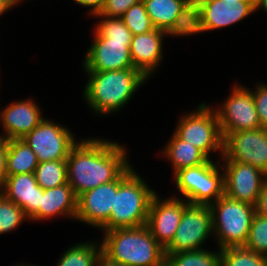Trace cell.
<instances>
[{
	"instance_id": "cell-1",
	"label": "cell",
	"mask_w": 267,
	"mask_h": 266,
	"mask_svg": "<svg viewBox=\"0 0 267 266\" xmlns=\"http://www.w3.org/2000/svg\"><path fill=\"white\" fill-rule=\"evenodd\" d=\"M119 143L89 138L78 142L67 161V182L78 197L87 190L117 180L131 165Z\"/></svg>"
},
{
	"instance_id": "cell-2",
	"label": "cell",
	"mask_w": 267,
	"mask_h": 266,
	"mask_svg": "<svg viewBox=\"0 0 267 266\" xmlns=\"http://www.w3.org/2000/svg\"><path fill=\"white\" fill-rule=\"evenodd\" d=\"M89 80L84 98L97 114L119 111L133 97L147 78L135 68L115 71H86Z\"/></svg>"
},
{
	"instance_id": "cell-3",
	"label": "cell",
	"mask_w": 267,
	"mask_h": 266,
	"mask_svg": "<svg viewBox=\"0 0 267 266\" xmlns=\"http://www.w3.org/2000/svg\"><path fill=\"white\" fill-rule=\"evenodd\" d=\"M102 253L125 266H165V249L147 225L104 231Z\"/></svg>"
},
{
	"instance_id": "cell-4",
	"label": "cell",
	"mask_w": 267,
	"mask_h": 266,
	"mask_svg": "<svg viewBox=\"0 0 267 266\" xmlns=\"http://www.w3.org/2000/svg\"><path fill=\"white\" fill-rule=\"evenodd\" d=\"M146 184L131 166L118 178L114 207L101 230L134 228L147 224L150 203L156 192Z\"/></svg>"
},
{
	"instance_id": "cell-5",
	"label": "cell",
	"mask_w": 267,
	"mask_h": 266,
	"mask_svg": "<svg viewBox=\"0 0 267 266\" xmlns=\"http://www.w3.org/2000/svg\"><path fill=\"white\" fill-rule=\"evenodd\" d=\"M212 229L218 239V248L244 246L247 241L255 206L236 201L225 194L209 205Z\"/></svg>"
},
{
	"instance_id": "cell-6",
	"label": "cell",
	"mask_w": 267,
	"mask_h": 266,
	"mask_svg": "<svg viewBox=\"0 0 267 266\" xmlns=\"http://www.w3.org/2000/svg\"><path fill=\"white\" fill-rule=\"evenodd\" d=\"M219 165L209 159L204 164L173 174L176 188L188 203L209 206L224 195V174L219 173Z\"/></svg>"
},
{
	"instance_id": "cell-7",
	"label": "cell",
	"mask_w": 267,
	"mask_h": 266,
	"mask_svg": "<svg viewBox=\"0 0 267 266\" xmlns=\"http://www.w3.org/2000/svg\"><path fill=\"white\" fill-rule=\"evenodd\" d=\"M197 111L183 115L174 133L183 141L200 149L208 158L219 150L223 155V137L213 108L201 103Z\"/></svg>"
},
{
	"instance_id": "cell-8",
	"label": "cell",
	"mask_w": 267,
	"mask_h": 266,
	"mask_svg": "<svg viewBox=\"0 0 267 266\" xmlns=\"http://www.w3.org/2000/svg\"><path fill=\"white\" fill-rule=\"evenodd\" d=\"M255 12V1L195 0L192 34L224 28Z\"/></svg>"
},
{
	"instance_id": "cell-9",
	"label": "cell",
	"mask_w": 267,
	"mask_h": 266,
	"mask_svg": "<svg viewBox=\"0 0 267 266\" xmlns=\"http://www.w3.org/2000/svg\"><path fill=\"white\" fill-rule=\"evenodd\" d=\"M23 140L36 154L38 162L66 160L78 143L66 127L43 119Z\"/></svg>"
},
{
	"instance_id": "cell-10",
	"label": "cell",
	"mask_w": 267,
	"mask_h": 266,
	"mask_svg": "<svg viewBox=\"0 0 267 266\" xmlns=\"http://www.w3.org/2000/svg\"><path fill=\"white\" fill-rule=\"evenodd\" d=\"M221 160L247 163L267 175V129L223 133Z\"/></svg>"
},
{
	"instance_id": "cell-11",
	"label": "cell",
	"mask_w": 267,
	"mask_h": 266,
	"mask_svg": "<svg viewBox=\"0 0 267 266\" xmlns=\"http://www.w3.org/2000/svg\"><path fill=\"white\" fill-rule=\"evenodd\" d=\"M213 233L212 214L208 205L189 203L181 216L180 224L165 253L202 249L209 234Z\"/></svg>"
},
{
	"instance_id": "cell-12",
	"label": "cell",
	"mask_w": 267,
	"mask_h": 266,
	"mask_svg": "<svg viewBox=\"0 0 267 266\" xmlns=\"http://www.w3.org/2000/svg\"><path fill=\"white\" fill-rule=\"evenodd\" d=\"M219 109H214L220 124L221 134L260 128L252 90L234 86L231 95Z\"/></svg>"
},
{
	"instance_id": "cell-13",
	"label": "cell",
	"mask_w": 267,
	"mask_h": 266,
	"mask_svg": "<svg viewBox=\"0 0 267 266\" xmlns=\"http://www.w3.org/2000/svg\"><path fill=\"white\" fill-rule=\"evenodd\" d=\"M155 29L169 35H192L194 0H142Z\"/></svg>"
},
{
	"instance_id": "cell-14",
	"label": "cell",
	"mask_w": 267,
	"mask_h": 266,
	"mask_svg": "<svg viewBox=\"0 0 267 266\" xmlns=\"http://www.w3.org/2000/svg\"><path fill=\"white\" fill-rule=\"evenodd\" d=\"M224 164L220 166L225 171L224 194L255 206L267 175L247 163L225 161Z\"/></svg>"
},
{
	"instance_id": "cell-15",
	"label": "cell",
	"mask_w": 267,
	"mask_h": 266,
	"mask_svg": "<svg viewBox=\"0 0 267 266\" xmlns=\"http://www.w3.org/2000/svg\"><path fill=\"white\" fill-rule=\"evenodd\" d=\"M84 56L85 71H115L134 68L130 55L131 40L102 38L96 32Z\"/></svg>"
},
{
	"instance_id": "cell-16",
	"label": "cell",
	"mask_w": 267,
	"mask_h": 266,
	"mask_svg": "<svg viewBox=\"0 0 267 266\" xmlns=\"http://www.w3.org/2000/svg\"><path fill=\"white\" fill-rule=\"evenodd\" d=\"M189 203L171 197L163 201L155 194L149 207L147 226L156 241L165 249L173 240L181 216Z\"/></svg>"
},
{
	"instance_id": "cell-17",
	"label": "cell",
	"mask_w": 267,
	"mask_h": 266,
	"mask_svg": "<svg viewBox=\"0 0 267 266\" xmlns=\"http://www.w3.org/2000/svg\"><path fill=\"white\" fill-rule=\"evenodd\" d=\"M117 190L118 179L79 195L76 220L100 229L110 218Z\"/></svg>"
},
{
	"instance_id": "cell-18",
	"label": "cell",
	"mask_w": 267,
	"mask_h": 266,
	"mask_svg": "<svg viewBox=\"0 0 267 266\" xmlns=\"http://www.w3.org/2000/svg\"><path fill=\"white\" fill-rule=\"evenodd\" d=\"M0 113V120L5 133L4 136L2 134L0 137L6 140L22 139L44 119L41 116L39 106L32 99L15 101Z\"/></svg>"
},
{
	"instance_id": "cell-19",
	"label": "cell",
	"mask_w": 267,
	"mask_h": 266,
	"mask_svg": "<svg viewBox=\"0 0 267 266\" xmlns=\"http://www.w3.org/2000/svg\"><path fill=\"white\" fill-rule=\"evenodd\" d=\"M166 31L154 29L152 31L132 36L130 55L133 66L146 78L157 69L163 58L162 43Z\"/></svg>"
},
{
	"instance_id": "cell-20",
	"label": "cell",
	"mask_w": 267,
	"mask_h": 266,
	"mask_svg": "<svg viewBox=\"0 0 267 266\" xmlns=\"http://www.w3.org/2000/svg\"><path fill=\"white\" fill-rule=\"evenodd\" d=\"M0 193L21 207L30 219L40 207L43 189L38 185L34 173H21L7 176Z\"/></svg>"
},
{
	"instance_id": "cell-21",
	"label": "cell",
	"mask_w": 267,
	"mask_h": 266,
	"mask_svg": "<svg viewBox=\"0 0 267 266\" xmlns=\"http://www.w3.org/2000/svg\"><path fill=\"white\" fill-rule=\"evenodd\" d=\"M77 198L74 190L68 183L55 188L43 189L40 207L29 220L41 221L43 219H52L55 215H64L76 219Z\"/></svg>"
},
{
	"instance_id": "cell-22",
	"label": "cell",
	"mask_w": 267,
	"mask_h": 266,
	"mask_svg": "<svg viewBox=\"0 0 267 266\" xmlns=\"http://www.w3.org/2000/svg\"><path fill=\"white\" fill-rule=\"evenodd\" d=\"M170 139L162 153L172 163L174 174L178 170L204 164L210 159L200 149L183 141L175 133Z\"/></svg>"
},
{
	"instance_id": "cell-23",
	"label": "cell",
	"mask_w": 267,
	"mask_h": 266,
	"mask_svg": "<svg viewBox=\"0 0 267 266\" xmlns=\"http://www.w3.org/2000/svg\"><path fill=\"white\" fill-rule=\"evenodd\" d=\"M38 164L36 154L23 140H8L6 156L7 176L21 173H34Z\"/></svg>"
},
{
	"instance_id": "cell-24",
	"label": "cell",
	"mask_w": 267,
	"mask_h": 266,
	"mask_svg": "<svg viewBox=\"0 0 267 266\" xmlns=\"http://www.w3.org/2000/svg\"><path fill=\"white\" fill-rule=\"evenodd\" d=\"M165 266H220V250L206 249L165 253Z\"/></svg>"
},
{
	"instance_id": "cell-25",
	"label": "cell",
	"mask_w": 267,
	"mask_h": 266,
	"mask_svg": "<svg viewBox=\"0 0 267 266\" xmlns=\"http://www.w3.org/2000/svg\"><path fill=\"white\" fill-rule=\"evenodd\" d=\"M100 246V247H99ZM102 245L97 243H78L66 250L56 266H95Z\"/></svg>"
},
{
	"instance_id": "cell-26",
	"label": "cell",
	"mask_w": 267,
	"mask_h": 266,
	"mask_svg": "<svg viewBox=\"0 0 267 266\" xmlns=\"http://www.w3.org/2000/svg\"><path fill=\"white\" fill-rule=\"evenodd\" d=\"M36 181L42 189H50L66 184L67 161H45L40 162L34 172Z\"/></svg>"
},
{
	"instance_id": "cell-27",
	"label": "cell",
	"mask_w": 267,
	"mask_h": 266,
	"mask_svg": "<svg viewBox=\"0 0 267 266\" xmlns=\"http://www.w3.org/2000/svg\"><path fill=\"white\" fill-rule=\"evenodd\" d=\"M220 266H266L264 255L244 246L220 249Z\"/></svg>"
},
{
	"instance_id": "cell-28",
	"label": "cell",
	"mask_w": 267,
	"mask_h": 266,
	"mask_svg": "<svg viewBox=\"0 0 267 266\" xmlns=\"http://www.w3.org/2000/svg\"><path fill=\"white\" fill-rule=\"evenodd\" d=\"M25 219L29 220L22 208L0 193V234L16 230Z\"/></svg>"
},
{
	"instance_id": "cell-29",
	"label": "cell",
	"mask_w": 267,
	"mask_h": 266,
	"mask_svg": "<svg viewBox=\"0 0 267 266\" xmlns=\"http://www.w3.org/2000/svg\"><path fill=\"white\" fill-rule=\"evenodd\" d=\"M121 18L133 36L155 29L143 2L132 5Z\"/></svg>"
},
{
	"instance_id": "cell-30",
	"label": "cell",
	"mask_w": 267,
	"mask_h": 266,
	"mask_svg": "<svg viewBox=\"0 0 267 266\" xmlns=\"http://www.w3.org/2000/svg\"><path fill=\"white\" fill-rule=\"evenodd\" d=\"M244 247L260 255L267 254V218L254 214Z\"/></svg>"
},
{
	"instance_id": "cell-31",
	"label": "cell",
	"mask_w": 267,
	"mask_h": 266,
	"mask_svg": "<svg viewBox=\"0 0 267 266\" xmlns=\"http://www.w3.org/2000/svg\"><path fill=\"white\" fill-rule=\"evenodd\" d=\"M95 16L104 19L95 26V32L100 37L118 40H132L133 35L129 28L124 24L122 18L105 17L101 14Z\"/></svg>"
},
{
	"instance_id": "cell-32",
	"label": "cell",
	"mask_w": 267,
	"mask_h": 266,
	"mask_svg": "<svg viewBox=\"0 0 267 266\" xmlns=\"http://www.w3.org/2000/svg\"><path fill=\"white\" fill-rule=\"evenodd\" d=\"M140 2L142 0H104L99 14L105 17L121 18L132 5Z\"/></svg>"
},
{
	"instance_id": "cell-33",
	"label": "cell",
	"mask_w": 267,
	"mask_h": 266,
	"mask_svg": "<svg viewBox=\"0 0 267 266\" xmlns=\"http://www.w3.org/2000/svg\"><path fill=\"white\" fill-rule=\"evenodd\" d=\"M252 92L256 111L258 113L260 125L267 129V85L259 84Z\"/></svg>"
},
{
	"instance_id": "cell-34",
	"label": "cell",
	"mask_w": 267,
	"mask_h": 266,
	"mask_svg": "<svg viewBox=\"0 0 267 266\" xmlns=\"http://www.w3.org/2000/svg\"><path fill=\"white\" fill-rule=\"evenodd\" d=\"M8 149V140L0 137V191L3 188L5 183V179L7 177L6 174V156Z\"/></svg>"
},
{
	"instance_id": "cell-35",
	"label": "cell",
	"mask_w": 267,
	"mask_h": 266,
	"mask_svg": "<svg viewBox=\"0 0 267 266\" xmlns=\"http://www.w3.org/2000/svg\"><path fill=\"white\" fill-rule=\"evenodd\" d=\"M255 212L256 214L267 218V180L265 181L259 194L258 200L255 205Z\"/></svg>"
},
{
	"instance_id": "cell-36",
	"label": "cell",
	"mask_w": 267,
	"mask_h": 266,
	"mask_svg": "<svg viewBox=\"0 0 267 266\" xmlns=\"http://www.w3.org/2000/svg\"><path fill=\"white\" fill-rule=\"evenodd\" d=\"M74 1L80 4L81 6L91 7L90 14H92L93 16L100 13L104 4V0H74Z\"/></svg>"
},
{
	"instance_id": "cell-37",
	"label": "cell",
	"mask_w": 267,
	"mask_h": 266,
	"mask_svg": "<svg viewBox=\"0 0 267 266\" xmlns=\"http://www.w3.org/2000/svg\"><path fill=\"white\" fill-rule=\"evenodd\" d=\"M95 266H125L122 263L114 262L101 253L96 261Z\"/></svg>"
},
{
	"instance_id": "cell-38",
	"label": "cell",
	"mask_w": 267,
	"mask_h": 266,
	"mask_svg": "<svg viewBox=\"0 0 267 266\" xmlns=\"http://www.w3.org/2000/svg\"><path fill=\"white\" fill-rule=\"evenodd\" d=\"M20 2L21 0H0V16Z\"/></svg>"
},
{
	"instance_id": "cell-39",
	"label": "cell",
	"mask_w": 267,
	"mask_h": 266,
	"mask_svg": "<svg viewBox=\"0 0 267 266\" xmlns=\"http://www.w3.org/2000/svg\"><path fill=\"white\" fill-rule=\"evenodd\" d=\"M260 8L267 12V0H255V12Z\"/></svg>"
},
{
	"instance_id": "cell-40",
	"label": "cell",
	"mask_w": 267,
	"mask_h": 266,
	"mask_svg": "<svg viewBox=\"0 0 267 266\" xmlns=\"http://www.w3.org/2000/svg\"><path fill=\"white\" fill-rule=\"evenodd\" d=\"M225 4H226V2H235V1H237V2H239V1H255V0H222Z\"/></svg>"
},
{
	"instance_id": "cell-41",
	"label": "cell",
	"mask_w": 267,
	"mask_h": 266,
	"mask_svg": "<svg viewBox=\"0 0 267 266\" xmlns=\"http://www.w3.org/2000/svg\"><path fill=\"white\" fill-rule=\"evenodd\" d=\"M16 266H18V265H16ZM19 266H36V265H30V264H26V265H24L23 263L21 264V265H19Z\"/></svg>"
},
{
	"instance_id": "cell-42",
	"label": "cell",
	"mask_w": 267,
	"mask_h": 266,
	"mask_svg": "<svg viewBox=\"0 0 267 266\" xmlns=\"http://www.w3.org/2000/svg\"><path fill=\"white\" fill-rule=\"evenodd\" d=\"M264 258H265V262H266V266H267V254L264 255Z\"/></svg>"
}]
</instances>
